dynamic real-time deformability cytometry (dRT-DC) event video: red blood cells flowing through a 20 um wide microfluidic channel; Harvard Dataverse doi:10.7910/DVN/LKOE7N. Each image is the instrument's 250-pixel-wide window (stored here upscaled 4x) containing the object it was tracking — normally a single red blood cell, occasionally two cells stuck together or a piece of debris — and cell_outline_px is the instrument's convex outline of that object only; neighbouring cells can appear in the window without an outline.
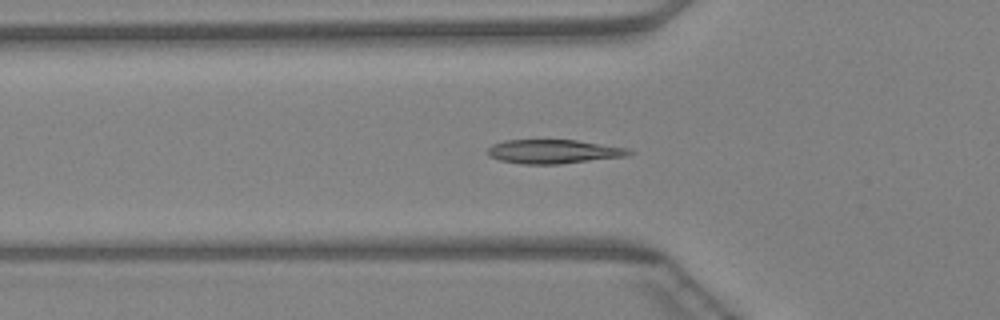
{"species": "Egyptian fruit bat (a non-hibernating species)", "species_latin": "Rousettus aegyptiacus", "temperature_condition": "warm", "stored_images_in_passage": 45, "camera_frame_rate_fps": 3000, "um_per_image_px": 0.085, "animal": {"sex": "female"}, "frame": {"image": 1, "passage_image": 16, "time_ms": 5.0, "image_size_px": [1000, 320], "cell_outline_px": [[636, 152], [628, 156], [560, 164], [520, 164], [500, 160], [488, 156], [488, 148], [492, 144], [504, 140], [576, 140], [628, 148]], "centroid_in_image_um": [47.07, 12.88], "position_along_channel_um": 78.7, "area_um2": 19.88}}
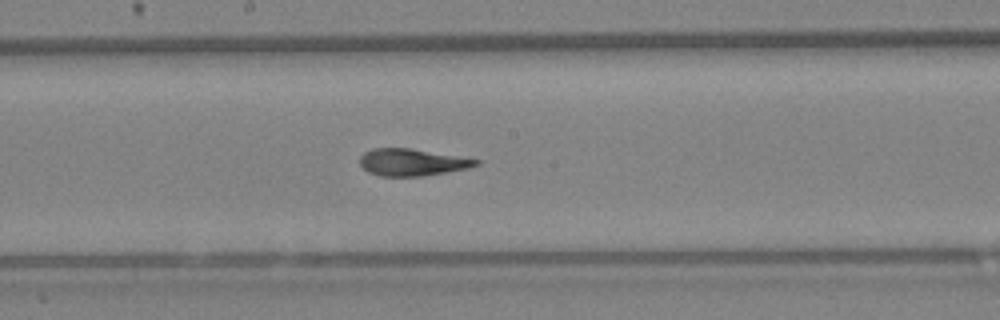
{"frame": {"image": 2, "passage_image": 25, "time_ms": 8.0, "image_size_px": [1000, 320], "cell_outline_px": [[480, 164], [468, 168], [424, 176], [380, 176], [368, 172], [360, 164], [360, 156], [364, 152], [372, 148], [412, 148], [480, 160]], "centroid_in_image_um": [35.01, 13.79], "position_along_channel_um": 213.2, "area_um2": 18.26}}
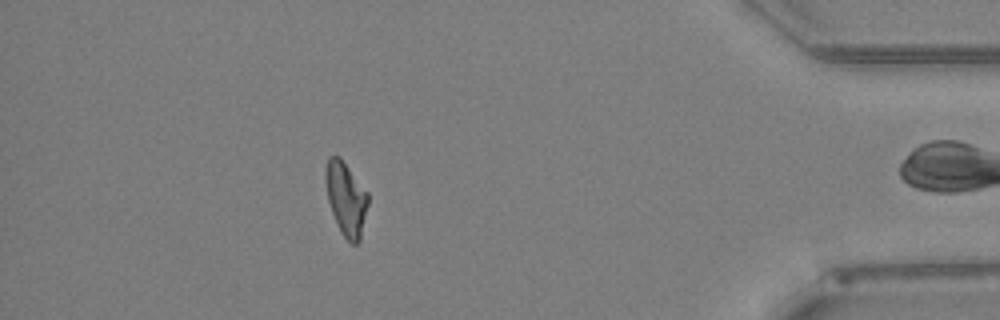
{"frame": {"image": 3, "passage_image": 41, "time_ms": 13.333, "image_size_px": [1000, 320], "cell_outline_px": [[368, 204], [360, 240], [356, 244], [352, 244], [340, 232], [332, 212], [328, 200], [324, 180], [324, 168], [328, 156], [340, 156], [368, 192]], "centroid_in_image_um": [29.39, 16.85], "position_along_channel_um": 405.8, "area_um2": 18.38}}